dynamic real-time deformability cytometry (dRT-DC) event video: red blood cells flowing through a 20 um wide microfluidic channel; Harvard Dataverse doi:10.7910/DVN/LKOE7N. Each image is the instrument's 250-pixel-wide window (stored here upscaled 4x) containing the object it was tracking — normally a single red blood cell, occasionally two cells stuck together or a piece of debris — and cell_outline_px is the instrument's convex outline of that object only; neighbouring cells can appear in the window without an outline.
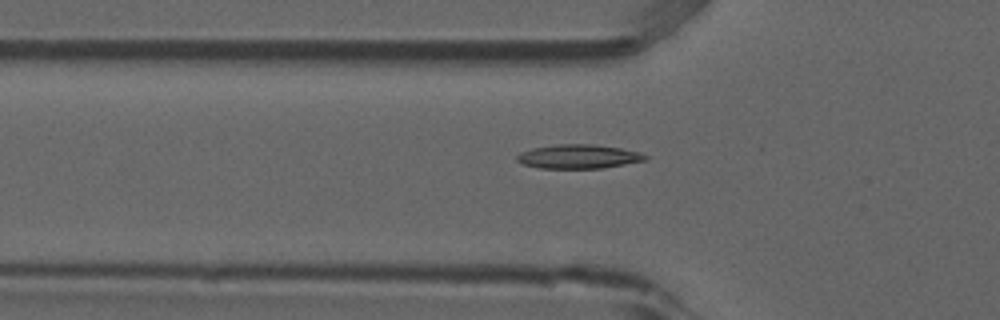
{"species": "common noctule bat (a hibernating species)", "species_latin": "Nyctalus noctula", "temperature_condition": "room temperature", "stored_images_in_passage": 49, "camera_frame_rate_fps": 3000, "um_per_image_px": 0.085, "animal": {"sex": "male", "forearm_length_mm": 52.5}, "frame": {"image": 1, "passage_image": 18, "time_ms": 5.667, "image_size_px": [1000, 320], "cell_outline_px": [[648, 160], [604, 168], [540, 168], [524, 164], [516, 160], [516, 156], [520, 152], [532, 148], [556, 144], [592, 144], [620, 148], [640, 152], [648, 156]], "centroid_in_image_um": [49.19, 13.3], "position_along_channel_um": 76.6, "area_um2": 18.03}}
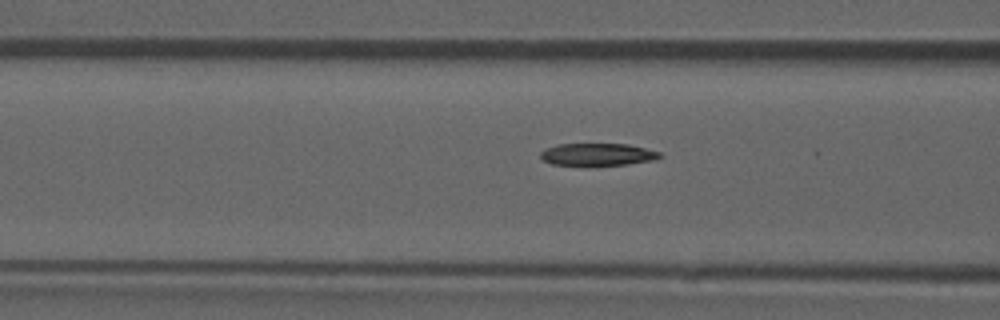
{"frame": {"image": 2, "passage_image": 21, "time_ms": 6.667, "image_size_px": [1000, 320], "cell_outline_px": [[664, 156], [656, 160], [628, 164], [588, 168], [552, 164], [544, 160], [540, 156], [540, 152], [544, 148], [560, 144], [628, 144], [660, 152]], "centroid_in_image_um": [50.79, 13.17], "position_along_channel_um": 115.8, "area_um2": 16.36}}
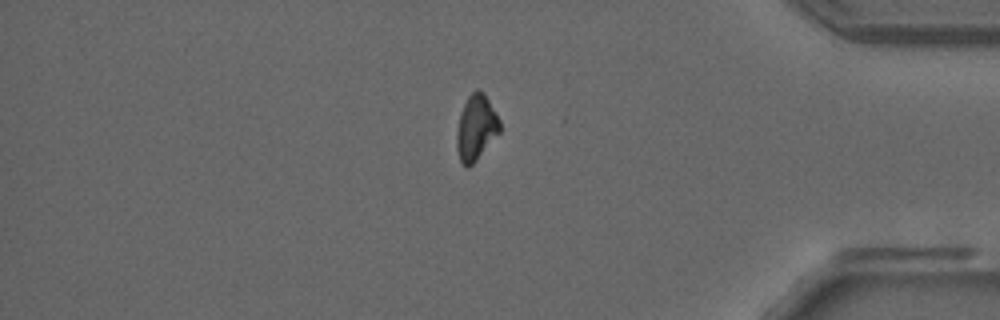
{"frame": {"image": 3, "passage_image": 45, "time_ms": 14.667, "image_size_px": [1000, 320], "cell_outline_px": [[500, 132], [476, 160], [468, 168], [460, 160], [456, 148], [456, 132], [460, 112], [468, 96], [476, 88], [480, 88], [484, 92], [500, 120]], "centroid_in_image_um": [40.46, 10.81], "position_along_channel_um": 394.7, "area_um2": 16.47}}